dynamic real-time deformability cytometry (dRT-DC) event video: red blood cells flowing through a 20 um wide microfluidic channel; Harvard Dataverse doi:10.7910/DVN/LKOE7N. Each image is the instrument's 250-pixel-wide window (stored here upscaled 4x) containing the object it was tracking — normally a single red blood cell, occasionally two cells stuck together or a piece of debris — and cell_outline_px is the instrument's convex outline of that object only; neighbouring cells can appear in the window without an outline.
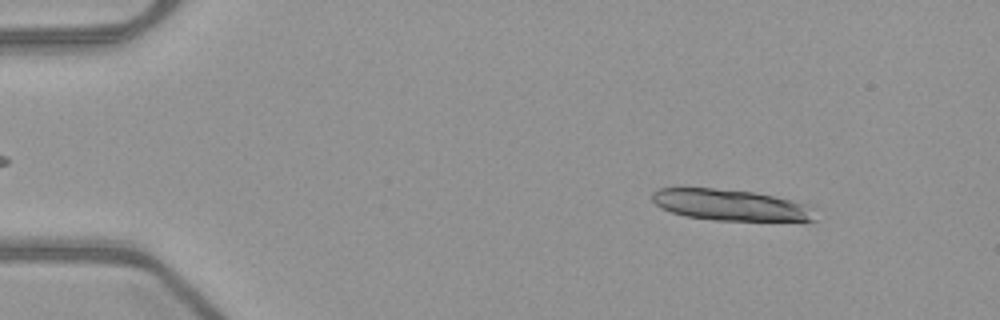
{"species": "common noctule bat (a hibernating species)", "species_latin": "Nyctalus noctula", "temperature_condition": "warm", "stored_images_in_passage": 15, "camera_frame_rate_fps": 3000, "um_per_image_px": 0.085, "animal": {"sex": "female", "body_mass_g": 21.9}, "frame": {"image": 1, "passage_image": 6, "time_ms": 1.667, "image_size_px": [1000, 320], "cell_outline_px": [[816, 220], [716, 220], [684, 216], [660, 208], [652, 200], [652, 192], [656, 188], [680, 184], [752, 192], [792, 200], [808, 204], [812, 208]], "centroid_in_image_um": [61.93, 17.37], "position_along_channel_um": 23.1, "area_um2": 30.23}}